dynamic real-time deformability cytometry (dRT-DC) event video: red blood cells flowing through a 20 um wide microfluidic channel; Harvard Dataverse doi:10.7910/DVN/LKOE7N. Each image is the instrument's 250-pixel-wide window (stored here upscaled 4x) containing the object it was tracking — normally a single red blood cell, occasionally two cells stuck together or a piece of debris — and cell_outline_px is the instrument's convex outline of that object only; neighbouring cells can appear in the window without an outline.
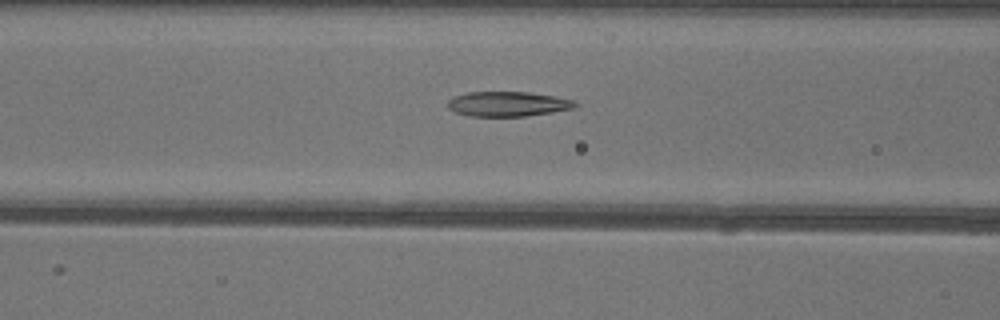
{"species": "common noctule bat (a hibernating species)", "species_latin": "Nyctalus noctula", "temperature_condition": "warm", "stored_images_in_passage": 51, "camera_frame_rate_fps": 3000, "um_per_image_px": 0.085, "animal": {"sex": "female"}, "frame": {"image": 1, "passage_image": 20, "time_ms": 6.333, "image_size_px": [1000, 320], "cell_outline_px": [[576, 108], [552, 112], [524, 116], [472, 116], [456, 112], [448, 108], [448, 100], [452, 96], [468, 92], [528, 92], [556, 96], [572, 100], [576, 104]], "centroid_in_image_um": [43.15, 8.83], "position_along_channel_um": 123.5, "area_um2": 18.38}}
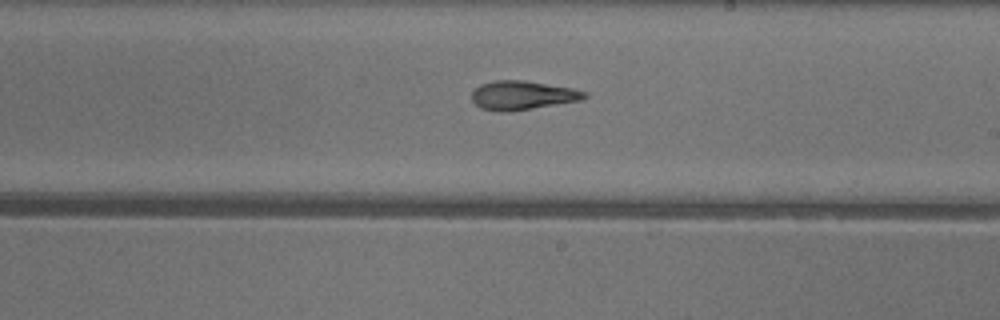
{"frame": {"image": 2, "passage_image": 29, "time_ms": 9.333, "image_size_px": [1000, 320], "cell_outline_px": [[588, 96], [584, 100], [508, 112], [500, 112], [480, 108], [472, 100], [472, 92], [480, 84], [496, 80], [524, 80], [572, 88], [584, 92]], "centroid_in_image_um": [44.4, 8.1], "position_along_channel_um": 244.6, "area_um2": 19.02}}
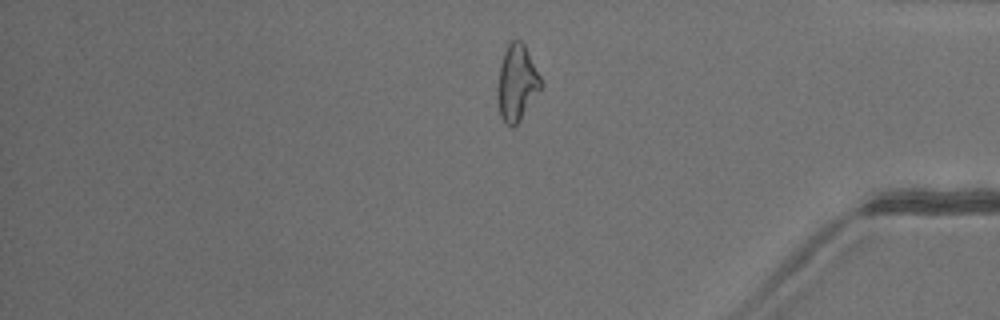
{"frame": {"image": 3, "passage_image": 42, "time_ms": 13.667, "image_size_px": [1000, 320], "cell_outline_px": [[544, 84], [516, 124], [512, 128], [504, 124], [500, 116], [496, 92], [496, 88], [500, 64], [504, 52], [508, 44], [512, 40], [520, 40], [524, 44]], "centroid_in_image_um": [43.9, 7.05], "position_along_channel_um": 391.3, "area_um2": 19.19}, "authors_computed_cell_mechanics": {"area_um2": 20.1722, "velocity_mm_per_s": 4.0403, "shape_relaxation_time_tau1_ms": 11.1072, "shape_relaxation_time_tau2_ms": 2.7466, "deformation_change_tau1": 0.2904, "deformation_change_tau2": 0.1133}}